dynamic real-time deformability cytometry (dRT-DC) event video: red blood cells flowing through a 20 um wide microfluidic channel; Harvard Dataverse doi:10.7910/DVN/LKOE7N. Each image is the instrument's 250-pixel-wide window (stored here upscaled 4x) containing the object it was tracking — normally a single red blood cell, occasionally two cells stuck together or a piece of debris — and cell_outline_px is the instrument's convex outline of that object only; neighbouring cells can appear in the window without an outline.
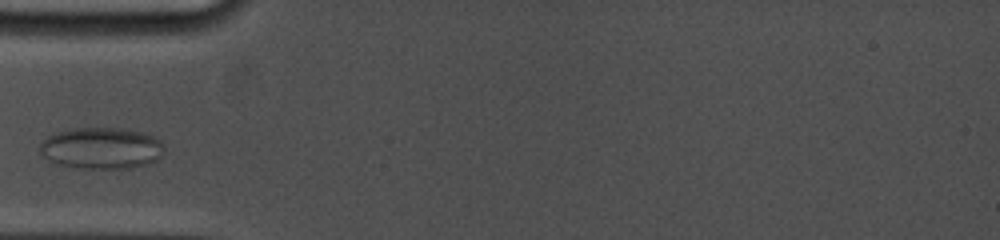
{"species": "common noctule bat (a hibernating species)", "species_latin": "Nyctalus noctula", "temperature_condition": "cold", "stored_images_in_passage": 28, "camera_frame_rate_fps": 5000, "um_per_image_px": 0.085, "animal": {"sex": "female", "body_mass_g": 19.0, "forearm_length_mm": 53.3}, "frame": {"image": 1, "passage_image": 3, "time_ms": 2.0, "image_size_px": [1000, 240], "cell_outline_px": [[164, 152], [156, 160], [148, 164], [132, 168], [80, 168], [60, 164], [48, 160], [40, 152], [40, 144], [48, 136], [56, 132], [72, 128], [120, 128], [144, 132], [156, 136], [164, 144]], "centroid_in_image_um": [8.67, 12.58], "position_along_channel_um": 76.3, "area_um2": 30.23}}
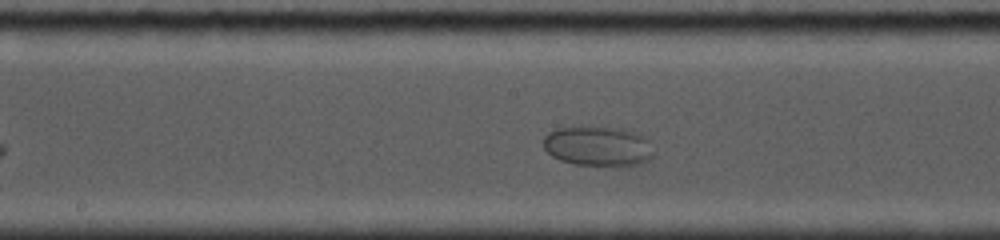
{"frame": {"image": 2, "passage_image": 10, "time_ms": 5.4, "image_size_px": [1000, 240], "cell_outline_px": [[652, 156], [644, 164], [620, 168], [576, 164], [560, 160], [552, 156], [544, 148], [544, 136], [548, 132], [556, 128], [624, 128], [640, 132], [648, 140]], "centroid_in_image_um": [50.88, 12.47], "position_along_channel_um": 197.3, "area_um2": 26.01}}
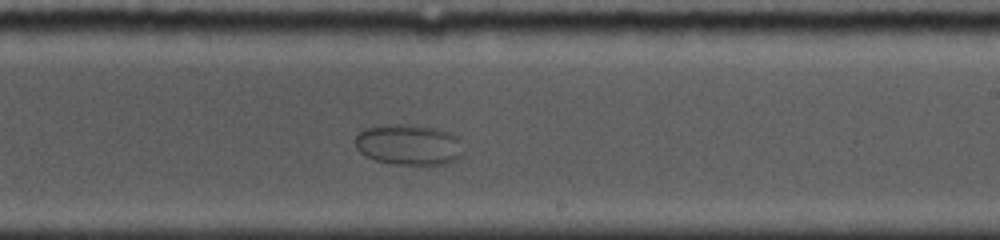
{"frame": {"image": 3, "passage_image": 14, "time_ms": 7.0, "image_size_px": [1000, 240], "cell_outline_px": [[464, 156], [448, 164], [392, 164], [376, 160], [364, 156], [356, 148], [356, 136], [364, 128], [384, 124], [412, 124], [436, 128], [452, 132], [460, 140]], "centroid_in_image_um": [34.77, 12.29], "position_along_channel_um": 254.2, "area_um2": 26.13}}